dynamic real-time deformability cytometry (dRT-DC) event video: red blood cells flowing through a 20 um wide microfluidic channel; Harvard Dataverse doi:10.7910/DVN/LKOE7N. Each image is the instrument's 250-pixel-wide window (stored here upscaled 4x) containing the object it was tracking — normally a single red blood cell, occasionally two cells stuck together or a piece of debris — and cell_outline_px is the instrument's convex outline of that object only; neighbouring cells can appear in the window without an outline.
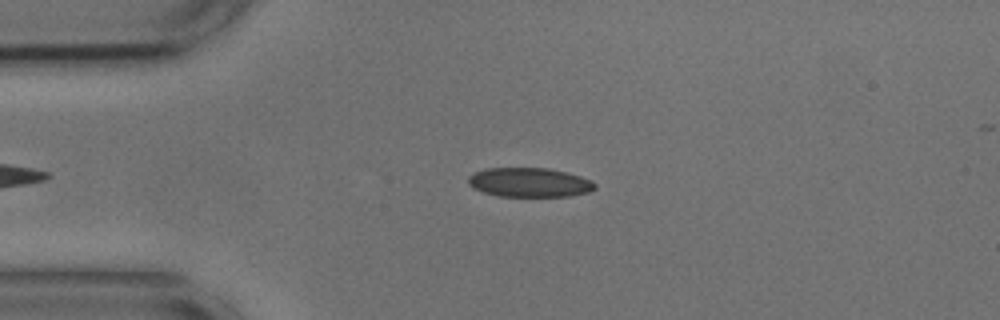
{"species": "common noctule bat (a hibernating species)", "species_latin": "Nyctalus noctula", "temperature_condition": "cold", "stored_images_in_passage": 43, "camera_frame_rate_fps": 3000, "um_per_image_px": 0.085, "animal": {"sex": "male", "body_mass_g": 17.9, "forearm_length_mm": 54.2}, "frame": {"image": 1, "passage_image": 6, "time_ms": 1.667, "image_size_px": [1000, 320], "cell_outline_px": [[596, 188], [588, 192], [568, 196], [500, 196], [484, 192], [472, 188], [468, 184], [468, 176], [484, 168], [548, 168], [580, 176], [592, 180], [596, 184]], "centroid_in_image_um": [44.99, 15.5], "position_along_channel_um": 40.0, "area_um2": 21.56}}
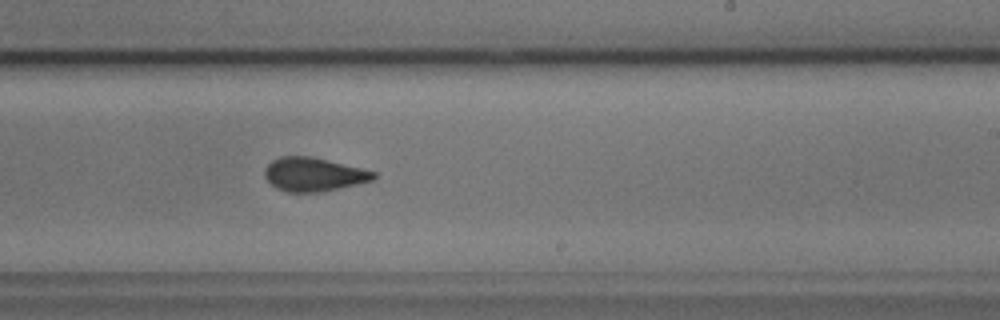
{"frame": {"image": 2, "passage_image": 26, "time_ms": 8.333, "image_size_px": [1000, 320], "cell_outline_px": [[376, 176], [372, 180], [340, 188], [320, 192], [288, 192], [276, 188], [264, 176], [264, 168], [272, 160], [280, 156], [312, 156], [376, 172]], "centroid_in_image_um": [26.62, 14.82], "position_along_channel_um": 262.4, "area_um2": 21.27}}
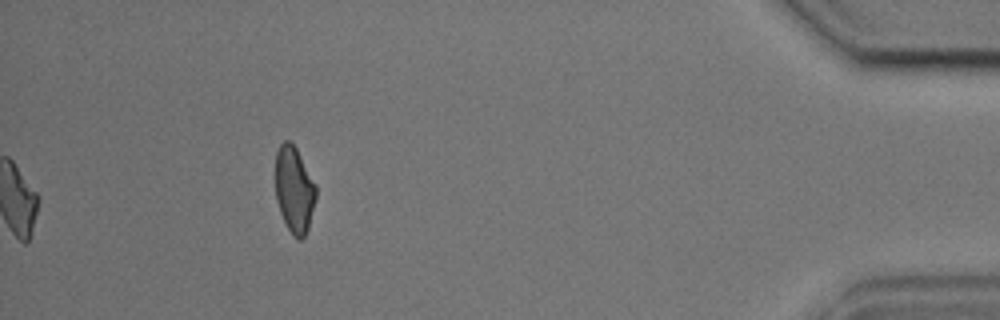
{"frame": {"image": 3, "passage_image": 43, "time_ms": 14.0, "image_size_px": [1000, 320], "cell_outline_px": [[316, 200], [308, 228], [304, 236], [300, 240], [296, 240], [292, 236], [280, 212], [276, 200], [276, 152], [280, 144], [284, 140], [288, 140], [296, 148], [316, 184]], "centroid_in_image_um": [25.02, 16.14], "position_along_channel_um": 410.2, "area_um2": 20.4}, "authors_computed_cell_mechanics": {"area_um2": 21.964, "velocity_mm_per_s": 3.6701, "shape_relaxation_time_tau1_ms": null, "shape_relaxation_time_tau2_ms": 1.3035, "deformation_change_tau1": null, "deformation_change_tau2": 0.0663}}